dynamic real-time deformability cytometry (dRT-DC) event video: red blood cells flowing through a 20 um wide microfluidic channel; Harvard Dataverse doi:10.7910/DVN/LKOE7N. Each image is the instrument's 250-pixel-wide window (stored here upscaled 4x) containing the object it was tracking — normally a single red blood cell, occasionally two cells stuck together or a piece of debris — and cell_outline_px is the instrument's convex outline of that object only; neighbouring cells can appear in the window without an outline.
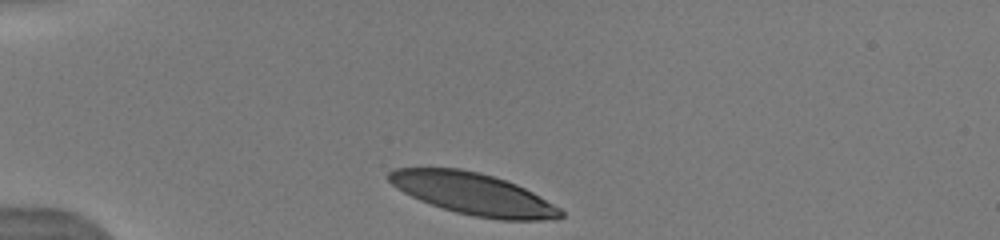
{"species": "human", "species_latin": "Homo sapiens", "temperature_condition": "warm", "stored_images_in_passage": 18, "camera_frame_rate_fps": 3000, "um_per_image_px": 0.085, "donor": {"sex": "male"}, "frame": {"image": 1, "passage_image": 1, "time_ms": 0.0, "image_size_px": [1000, 240], "cell_outline_px": [[564, 216], [556, 220], [500, 220], [472, 216], [456, 212], [420, 200], [396, 188], [388, 180], [388, 172], [396, 168], [460, 168], [480, 172], [516, 184], [532, 192], [560, 208], [564, 212]], "centroid_in_image_um": [40.25, 16.49], "position_along_channel_um": 44.7, "area_um2": 41.67}}
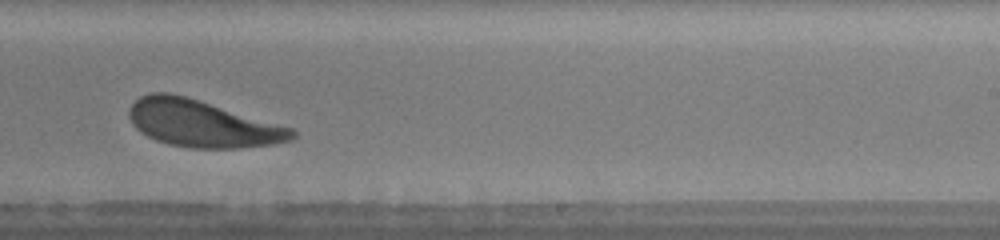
{"frame": {"image": 2, "passage_image": 16, "time_ms": 6.667, "image_size_px": [1000, 240], "cell_outline_px": [[296, 136], [292, 140], [276, 144], [240, 148], [188, 148], [168, 144], [156, 140], [140, 132], [132, 124], [128, 116], [128, 108], [140, 96], [152, 92], [168, 92], [184, 96], [292, 128], [296, 132]], "centroid_in_image_um": [17.15, 10.52], "position_along_channel_um": 271.8, "area_um2": 44.33}}